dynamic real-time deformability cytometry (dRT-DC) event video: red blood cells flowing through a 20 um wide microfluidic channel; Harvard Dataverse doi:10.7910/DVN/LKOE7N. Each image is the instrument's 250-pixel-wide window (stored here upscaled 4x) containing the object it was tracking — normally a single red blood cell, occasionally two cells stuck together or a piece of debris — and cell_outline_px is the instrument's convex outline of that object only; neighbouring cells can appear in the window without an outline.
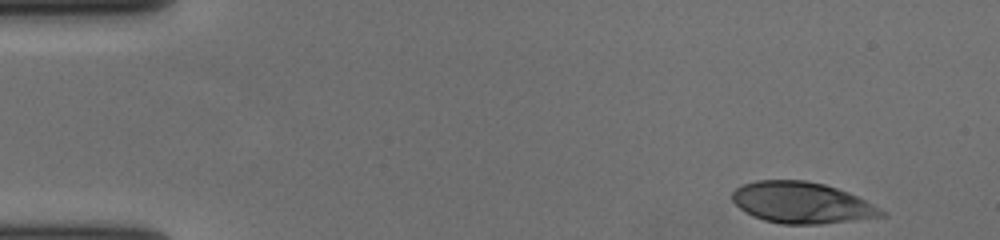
{"species": "human", "species_latin": "Homo sapiens", "temperature_condition": "cold", "stored_images_in_passage": 53, "camera_frame_rate_fps": 3000, "um_per_image_px": 0.085, "donor": {"sex": "female"}, "frame": {"image": 1, "passage_image": 1, "time_ms": 0.0, "image_size_px": [1000, 240], "cell_outline_px": [[888, 216], [820, 224], [780, 224], [764, 220], [752, 216], [744, 212], [732, 200], [732, 192], [740, 184], [756, 180], [804, 180], [824, 184], [848, 192], [888, 212]], "centroid_in_image_um": [68.14, 17.23], "position_along_channel_um": 16.9, "area_um2": 36.01}}
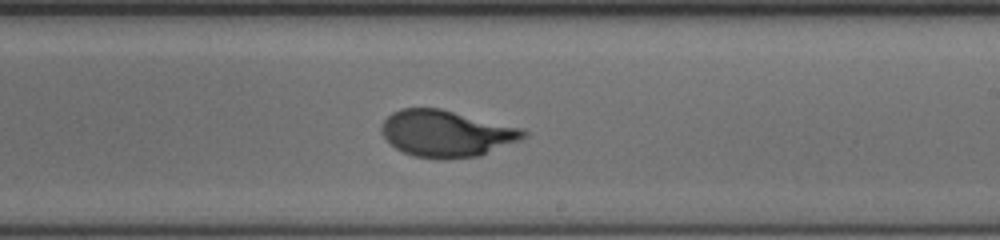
{"frame": {"image": 2, "passage_image": 30, "time_ms": 9.667, "image_size_px": [1000, 240], "cell_outline_px": [[528, 136], [520, 140], [480, 156], [444, 160], [436, 160], [412, 156], [396, 148], [380, 132], [380, 128], [384, 120], [392, 112], [400, 108], [440, 108], [520, 128], [528, 132]], "centroid_in_image_um": [37.92, 11.37], "position_along_channel_um": 251.1, "area_um2": 38.67}}
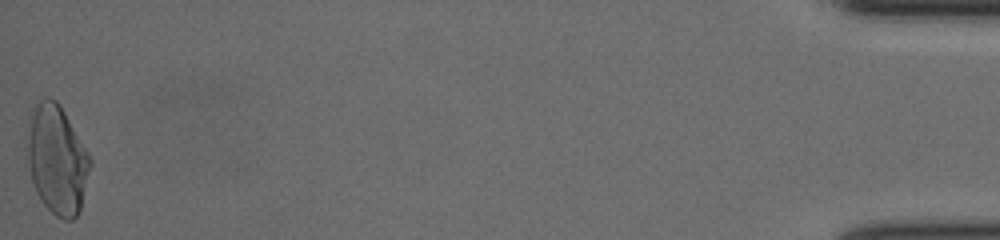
{"frame": {"image": 3, "passage_image": 53, "time_ms": 17.333, "image_size_px": [1000, 240], "cell_outline_px": [[92, 164], [80, 208], [76, 216], [72, 220], [64, 220], [56, 216], [44, 204], [36, 192], [28, 168], [28, 136], [32, 108], [44, 96], [48, 96], [56, 100], [60, 104], [88, 152], [92, 160]], "centroid_in_image_um": [4.86, 13.55], "position_along_channel_um": 430.3, "area_um2": 39.77}, "authors_computed_cell_mechanics": {"area_um2": 37.3966, "velocity_mm_per_s": 3.619, "shape_relaxation_time_tau1_ms": 4.1277, "shape_relaxation_time_tau2_ms": null, "deformation_change_tau1": 0.2204, "deformation_change_tau2": null}}